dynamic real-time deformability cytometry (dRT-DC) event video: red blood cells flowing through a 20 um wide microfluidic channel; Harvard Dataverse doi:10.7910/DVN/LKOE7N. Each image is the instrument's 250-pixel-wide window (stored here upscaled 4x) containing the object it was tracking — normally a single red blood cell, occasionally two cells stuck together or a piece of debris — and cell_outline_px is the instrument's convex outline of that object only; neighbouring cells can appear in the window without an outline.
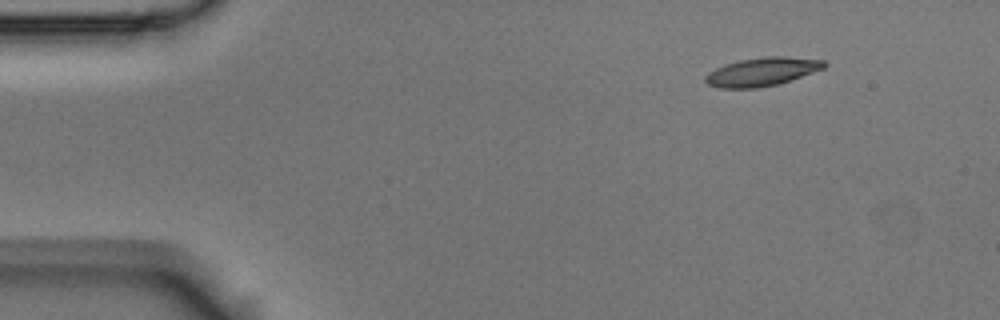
{"species": "Egyptian fruit bat (a non-hibernating species)", "species_latin": "Rousettus aegyptiacus", "temperature_condition": "room temperature", "stored_images_in_passage": 6, "segment_of_instrument_passage": [2, 2], "camera_frame_rate_fps": 3000, "um_per_image_px": 0.085, "animal": {"sex": "male"}, "frame": {"image": 1, "passage_image": 6, "time_ms": 1.667, "image_size_px": [1000, 320], "cell_outline_px": [[828, 64], [824, 68], [776, 84], [756, 88], [716, 88], [708, 84], [704, 80], [704, 76], [708, 72], [724, 64], [740, 60], [768, 56], [784, 56], [824, 60]], "centroid_in_image_um": [64.72, 6.09], "position_along_channel_um": 20.3, "area_um2": 19.54}}